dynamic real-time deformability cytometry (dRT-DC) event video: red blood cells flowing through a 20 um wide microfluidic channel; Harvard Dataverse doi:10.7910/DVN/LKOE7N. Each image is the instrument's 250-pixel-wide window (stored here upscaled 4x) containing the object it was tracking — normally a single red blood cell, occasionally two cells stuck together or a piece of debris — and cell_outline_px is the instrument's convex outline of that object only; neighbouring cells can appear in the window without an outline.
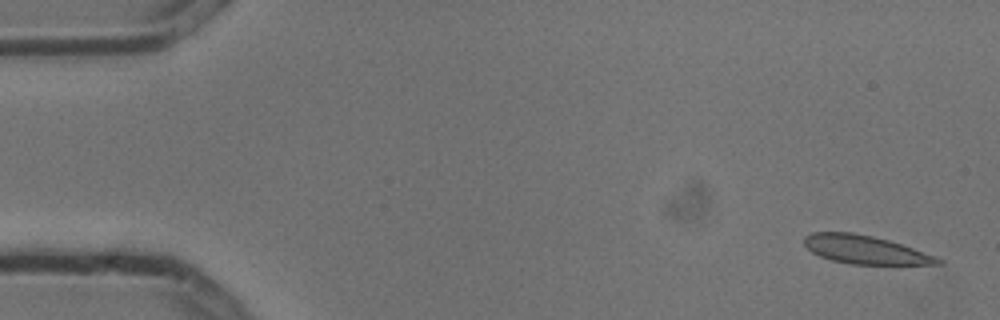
{"species": "common noctule bat (a hibernating species)", "species_latin": "Nyctalus noctula", "temperature_condition": "cold", "stored_images_in_passage": 8, "camera_frame_rate_fps": 3000, "um_per_image_px": 0.085, "animal": {"sex": "male", "body_mass_g": 13.3}, "frame": {"image": 1, "passage_image": 1, "time_ms": 0.0, "image_size_px": [1000, 320], "cell_outline_px": [[944, 264], [848, 264], [832, 260], [820, 256], [812, 252], [804, 244], [804, 236], [812, 232], [852, 232], [872, 236], [888, 240], [936, 256], [944, 260]], "centroid_in_image_um": [73.52, 21.22], "position_along_channel_um": 11.5, "area_um2": 21.96}}
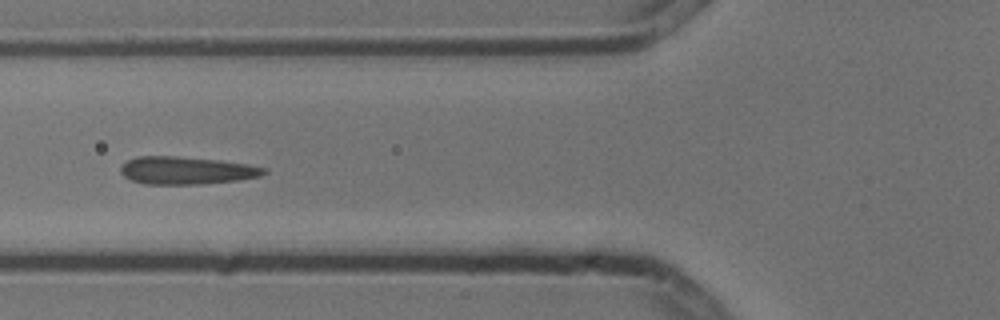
{"frame": {"image": 2, "passage_image": 6, "time_ms": 1.667, "image_size_px": [1000, 320], "cell_outline_px": [[268, 172], [260, 176], [236, 180], [204, 184], [144, 184], [132, 180], [124, 176], [120, 172], [120, 168], [128, 160], [136, 156], [176, 156], [220, 160], [248, 164], [268, 168]], "centroid_in_image_um": [15.87, 14.48], "position_along_channel_um": 109.9, "area_um2": 23.18}}
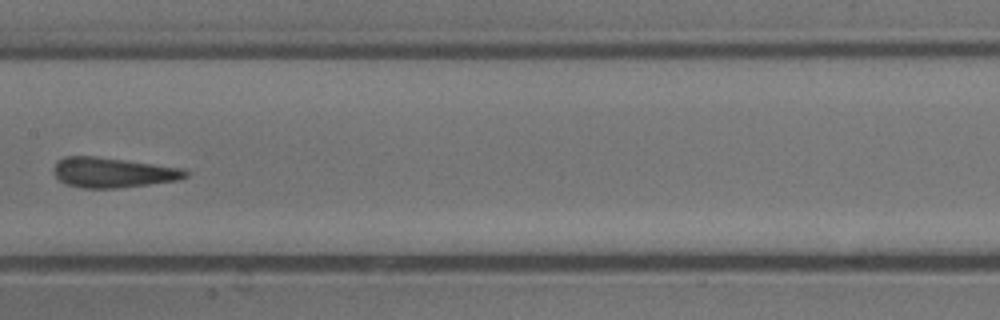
{"frame": {"image": 3, "passage_image": 8, "time_ms": 2.333, "image_size_px": [1000, 320], "cell_outline_px": [[188, 176], [180, 180], [116, 188], [84, 188], [68, 184], [60, 180], [52, 172], [52, 168], [56, 160], [64, 156], [96, 156], [184, 168], [188, 172]], "centroid_in_image_um": [9.58, 14.65], "position_along_channel_um": 197.8, "area_um2": 23.18}}